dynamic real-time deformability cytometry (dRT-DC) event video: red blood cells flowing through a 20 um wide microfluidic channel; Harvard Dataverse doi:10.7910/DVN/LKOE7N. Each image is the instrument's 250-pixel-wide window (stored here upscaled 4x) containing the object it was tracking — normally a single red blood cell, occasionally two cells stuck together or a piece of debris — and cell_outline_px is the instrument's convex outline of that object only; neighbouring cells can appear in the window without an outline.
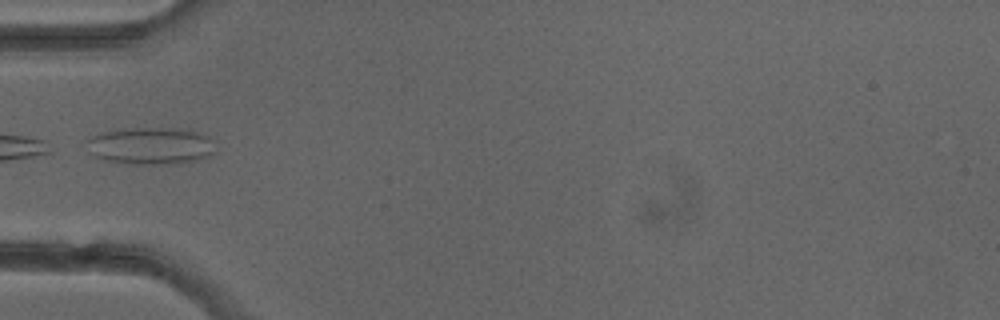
{"species": "common noctule bat (a hibernating species)", "species_latin": "Nyctalus noctula", "temperature_condition": "cold", "stored_images_in_passage": 3, "camera_frame_rate_fps": 3000, "um_per_image_px": 0.085, "animal": {"sex": "female"}, "frame": {"image": 1, "passage_image": 3, "time_ms": 2.333, "image_size_px": [1000, 320], "cell_outline_px": [[216, 152], [208, 156], [184, 164], [128, 164], [104, 160], [92, 156], [88, 152], [88, 136], [100, 132], [124, 128], [188, 128], [208, 136], [212, 140]], "centroid_in_image_um": [12.8, 12.4], "position_along_channel_um": 72.2, "area_um2": 28.61}}